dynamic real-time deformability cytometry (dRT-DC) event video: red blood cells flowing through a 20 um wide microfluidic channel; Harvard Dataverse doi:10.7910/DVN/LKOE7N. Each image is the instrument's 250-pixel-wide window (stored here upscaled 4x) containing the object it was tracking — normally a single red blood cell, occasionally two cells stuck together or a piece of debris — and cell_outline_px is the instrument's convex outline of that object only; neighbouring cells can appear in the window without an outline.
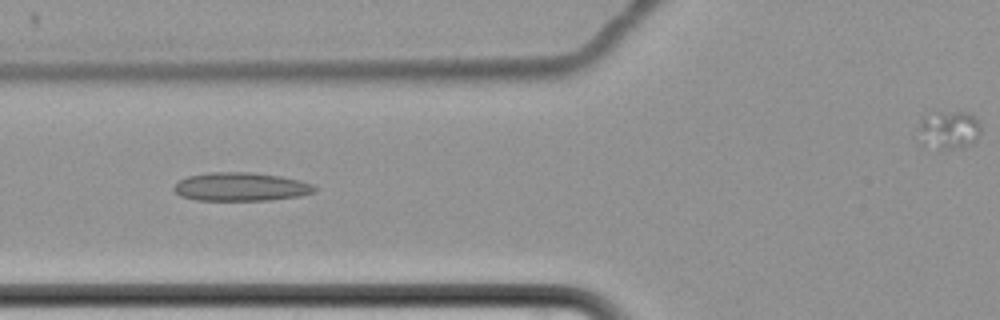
{"species": "common noctule bat (a hibernating species)", "species_latin": "Nyctalus noctula", "temperature_condition": "cold", "stored_images_in_passage": 3, "camera_frame_rate_fps": 3000, "um_per_image_px": 0.085, "animal": {"sex": "female", "body_mass_g": 22.7, "forearm_length_mm": 54.2}, "frame": {"image": 1, "passage_image": 3, "time_ms": 2.333, "image_size_px": [1000, 320], "cell_outline_px": [[316, 192], [300, 196], [272, 200], [196, 200], [180, 196], [172, 188], [180, 180], [188, 176], [208, 172], [252, 172], [280, 176], [300, 180], [312, 184], [316, 188]], "centroid_in_image_um": [20.49, 15.87], "position_along_channel_um": 105.3, "area_um2": 23.47}}